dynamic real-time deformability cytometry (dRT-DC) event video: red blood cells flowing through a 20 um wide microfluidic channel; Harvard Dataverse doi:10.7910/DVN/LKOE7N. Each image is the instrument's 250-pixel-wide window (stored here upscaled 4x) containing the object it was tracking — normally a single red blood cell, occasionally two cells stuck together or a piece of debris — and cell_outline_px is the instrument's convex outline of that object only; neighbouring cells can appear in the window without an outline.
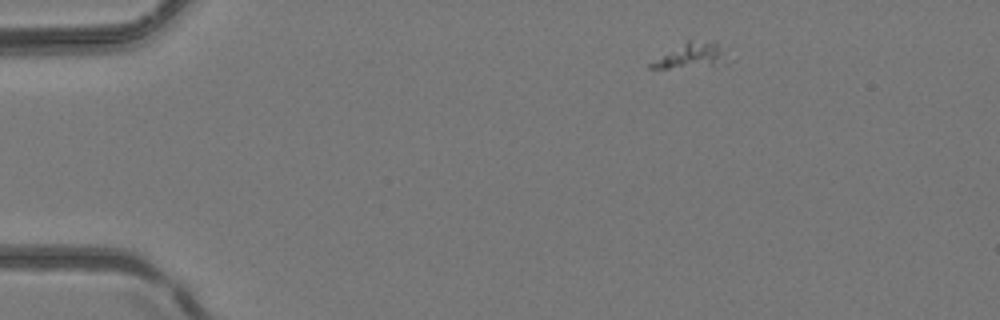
{"species": "common noctule bat (a hibernating species)", "species_latin": "Nyctalus noctula", "temperature_condition": "room temperature", "stored_images_in_passage": 4, "camera_frame_rate_fps": 3000, "um_per_image_px": 0.085, "animal": {"sex": "female", "body_mass_g": 24.6, "forearm_length_mm": 56.2}, "frame": {"image": 1, "passage_image": 1, "time_ms": 0.0, "image_size_px": [1000, 320], "cell_outline_px": [[732, 60], [728, 64], [668, 68], [648, 68], [648, 64], [688, 40], [716, 40]], "centroid_in_image_um": [58.91, 4.71], "position_along_channel_um": 26.1, "area_um2": 11.33}}
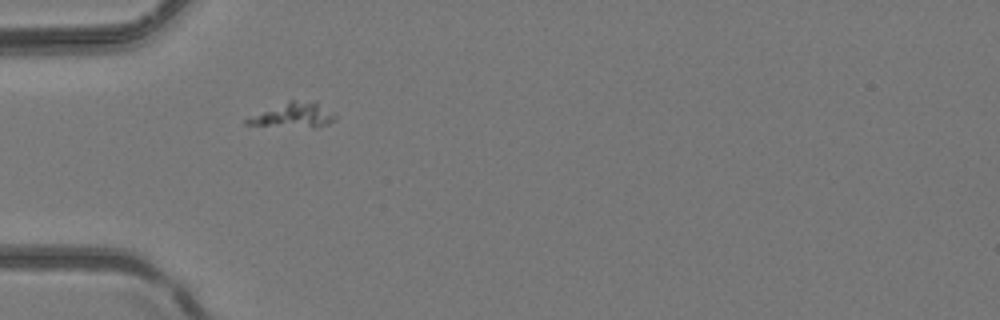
{"frame": {"image": 2, "passage_image": 3, "time_ms": 0.667, "image_size_px": [1000, 320], "cell_outline_px": [[336, 120], [328, 124], [316, 128], [312, 128], [244, 124], [244, 120], [288, 100], [292, 100], [316, 104], [336, 116]], "centroid_in_image_um": [24.94, 9.84], "position_along_channel_um": 60.1, "area_um2": 12.14}}
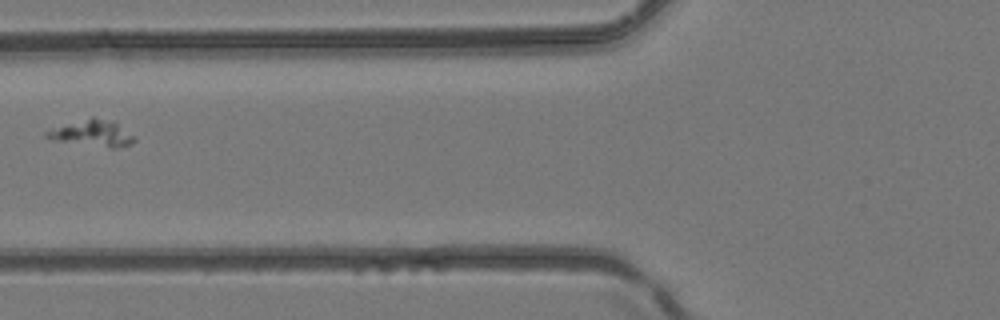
{"frame": {"image": 3, "passage_image": 4, "time_ms": 1.0, "image_size_px": [1000, 320], "cell_outline_px": [[136, 140], [132, 144], [116, 148], [108, 148], [56, 140], [44, 136], [44, 132], [92, 116], [116, 120], [136, 136]], "centroid_in_image_um": [7.99, 11.32], "position_along_channel_um": 117.8, "area_um2": 13.64}}